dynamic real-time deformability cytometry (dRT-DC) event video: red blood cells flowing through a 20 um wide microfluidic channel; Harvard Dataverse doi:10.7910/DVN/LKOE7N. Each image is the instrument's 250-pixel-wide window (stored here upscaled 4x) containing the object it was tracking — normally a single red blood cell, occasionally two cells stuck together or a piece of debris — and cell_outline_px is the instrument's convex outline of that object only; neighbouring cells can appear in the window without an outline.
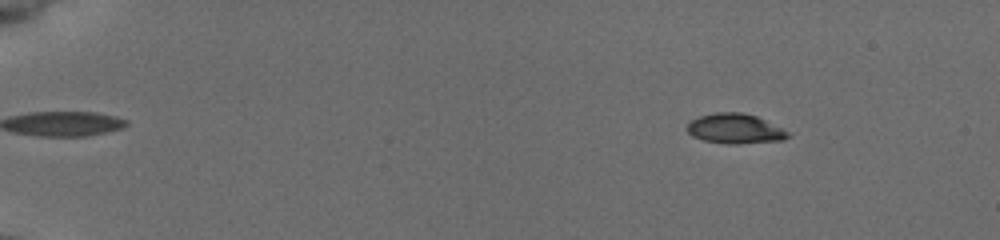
{"species": "common noctule bat (a hibernating species)", "species_latin": "Nyctalus noctula", "temperature_condition": "cold", "stored_images_in_passage": 55, "camera_frame_rate_fps": 3000, "um_per_image_px": 0.085, "animal": {"sex": "female", "body_mass_g": 19.5, "forearm_length_mm": 54.1}, "frame": {"image": 1, "passage_image": 8, "time_ms": 2.333, "image_size_px": [1000, 240], "cell_outline_px": [[792, 136], [784, 140], [736, 144], [728, 144], [704, 140], [692, 136], [684, 128], [692, 120], [700, 116], [716, 112], [744, 112], [756, 116], [788, 132]], "centroid_in_image_um": [62.46, 10.94], "position_along_channel_um": 22.5, "area_um2": 17.51}}
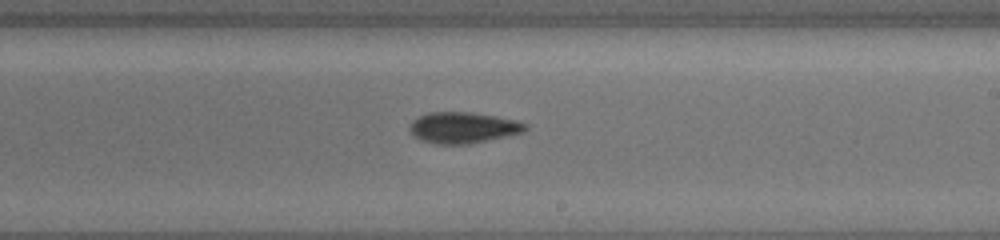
{"frame": {"image": 2, "passage_image": 35, "time_ms": 11.333, "image_size_px": [1000, 240], "cell_outline_px": [[528, 128], [524, 132], [468, 144], [436, 144], [424, 140], [416, 136], [412, 132], [412, 120], [428, 112], [472, 112], [496, 116], [528, 124]], "centroid_in_image_um": [39.4, 10.84], "position_along_channel_um": 249.6, "area_um2": 20.52}}
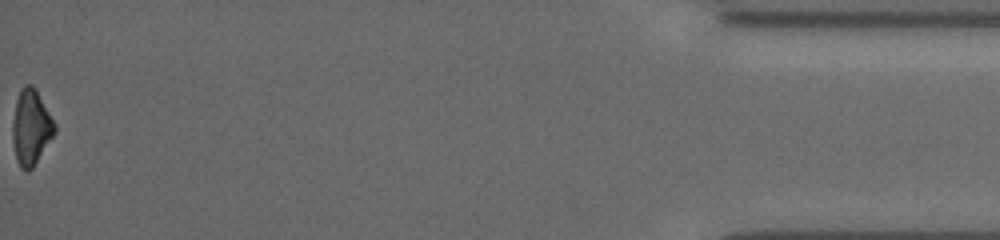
{"frame": {"image": 3, "passage_image": 55, "time_ms": 18.0, "image_size_px": [1000, 240], "cell_outline_px": [[56, 132], [32, 168], [28, 172], [24, 172], [20, 168], [16, 160], [12, 140], [12, 124], [16, 100], [20, 88], [24, 84], [32, 84], [36, 88], [56, 124]], "centroid_in_image_um": [2.63, 10.81], "position_along_channel_um": 432.6, "area_um2": 18.79}, "authors_computed_cell_mechanics": {"area_um2": 18.7272, "velocity_mm_per_s": 3.9473, "shape_relaxation_time_tau1_ms": 2.0505, "shape_relaxation_time_tau2_ms": 7.4161, "deformation_change_tau1": 0.1026, "deformation_change_tau2": 0.1431}}